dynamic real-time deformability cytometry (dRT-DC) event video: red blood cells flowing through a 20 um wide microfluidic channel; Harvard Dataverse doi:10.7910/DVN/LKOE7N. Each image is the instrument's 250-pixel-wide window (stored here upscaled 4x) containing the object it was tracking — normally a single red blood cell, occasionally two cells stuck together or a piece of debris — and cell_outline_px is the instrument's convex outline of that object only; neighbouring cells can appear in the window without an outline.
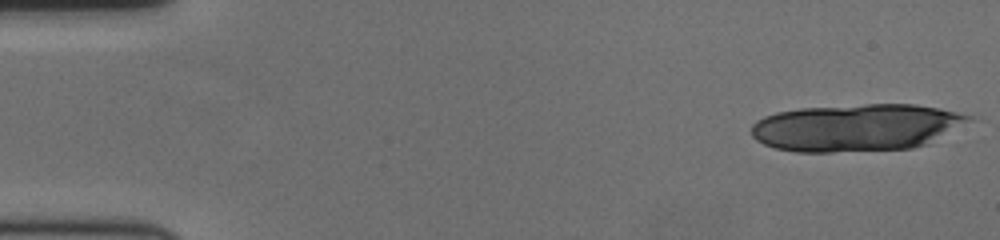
{"species": "human", "species_latin": "Homo sapiens", "temperature_condition": "cold", "stored_images_in_passage": 15, "camera_frame_rate_fps": 3000, "um_per_image_px": 0.085, "donor": {"sex": "female"}, "frame": {"image": 1, "passage_image": 1, "time_ms": 0.0, "image_size_px": [1000, 240], "cell_outline_px": [[972, 120], [924, 144], [912, 148], [832, 152], [796, 152], [776, 148], [764, 144], [756, 140], [752, 136], [752, 124], [756, 120], [764, 116], [776, 112], [800, 108], [868, 104], [912, 104], [936, 108], [956, 112], [972, 116]], "centroid_in_image_um": [72.71, 10.84], "position_along_channel_um": 12.3, "area_um2": 59.3}}